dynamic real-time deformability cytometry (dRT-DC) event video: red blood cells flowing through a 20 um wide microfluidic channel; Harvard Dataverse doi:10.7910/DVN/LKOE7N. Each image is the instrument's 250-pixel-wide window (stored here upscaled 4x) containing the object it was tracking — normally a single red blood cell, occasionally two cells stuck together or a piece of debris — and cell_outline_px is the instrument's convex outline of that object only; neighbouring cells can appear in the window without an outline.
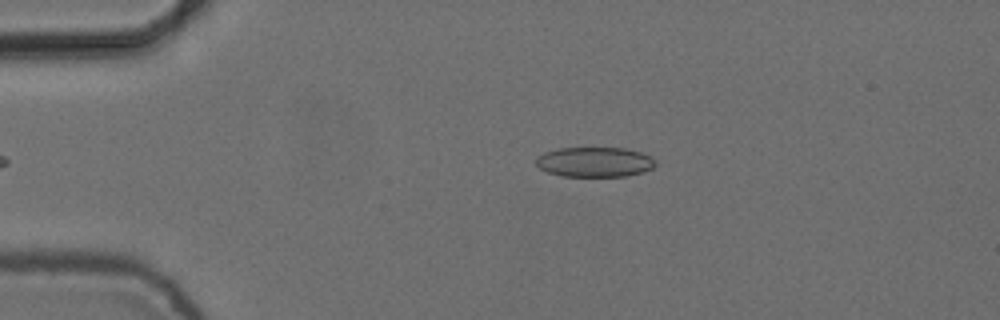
{"species": "common noctule bat (a hibernating species)", "species_latin": "Nyctalus noctula", "temperature_condition": "cold", "stored_images_in_passage": 4, "camera_frame_rate_fps": 3000, "um_per_image_px": 0.085, "animal": {"sex": "female", "body_mass_g": 24.6, "forearm_length_mm": 56.2}, "frame": {"image": 1, "passage_image": 4, "time_ms": 1.0, "image_size_px": [1000, 320], "cell_outline_px": [[656, 164], [652, 168], [644, 172], [624, 176], [560, 176], [548, 172], [540, 168], [536, 164], [536, 156], [544, 152], [560, 148], [624, 148], [640, 152], [656, 160]], "centroid_in_image_um": [50.53, 13.77], "position_along_channel_um": 34.5, "area_um2": 20.81}}